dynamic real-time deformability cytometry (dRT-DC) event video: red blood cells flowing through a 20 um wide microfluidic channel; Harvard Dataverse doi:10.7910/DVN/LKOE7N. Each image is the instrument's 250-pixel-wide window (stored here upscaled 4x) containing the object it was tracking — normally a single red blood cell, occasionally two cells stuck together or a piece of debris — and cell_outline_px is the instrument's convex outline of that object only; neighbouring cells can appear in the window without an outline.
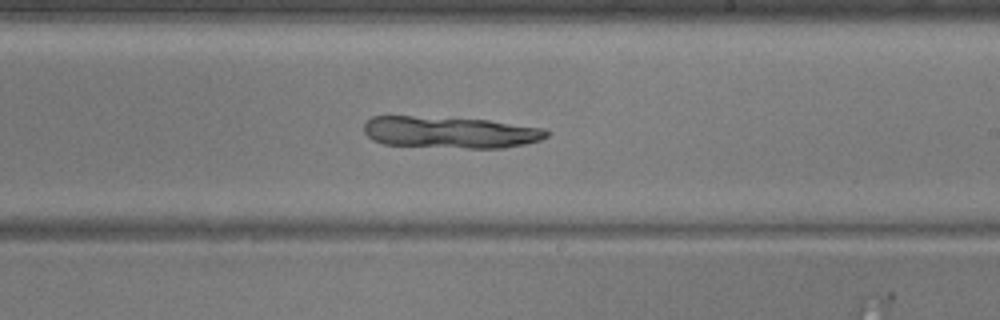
{"species": "common noctule bat (a hibernating species)", "species_latin": "Nyctalus noctula", "temperature_condition": "warm", "stored_images_in_passage": 48, "camera_frame_rate_fps": 3000, "um_per_image_px": 0.085, "animal": {"sex": "male", "body_mass_g": 20.5, "forearm_length_mm": 52.5}, "frame": {"image": 1, "passage_image": 29, "time_ms": 9.333, "image_size_px": [1000, 320], "cell_outline_px": [[548, 136], [540, 140], [524, 144], [504, 148], [468, 148], [384, 144], [372, 140], [364, 132], [364, 124], [372, 116], [412, 116], [488, 120], [544, 128], [548, 132]], "centroid_in_image_um": [38.26, 11.24], "position_along_channel_um": 250.7, "area_um2": 33.58}}